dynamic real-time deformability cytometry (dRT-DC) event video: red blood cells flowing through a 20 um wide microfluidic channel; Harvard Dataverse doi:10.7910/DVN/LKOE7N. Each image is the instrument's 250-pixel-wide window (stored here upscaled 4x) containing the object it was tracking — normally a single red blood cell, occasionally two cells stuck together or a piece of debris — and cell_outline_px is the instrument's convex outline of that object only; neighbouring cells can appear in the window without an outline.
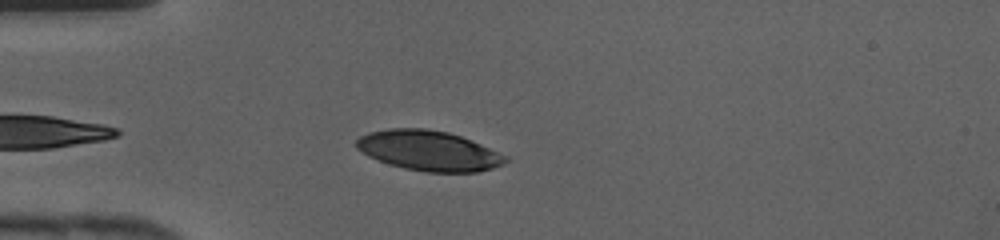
{"species": "human", "species_latin": "Homo sapiens", "temperature_condition": "cold", "stored_images_in_passage": 21, "camera_frame_rate_fps": 3000, "um_per_image_px": 0.085, "donor": {"sex": "female"}, "frame": {"image": 1, "passage_image": 6, "time_ms": 1.667, "image_size_px": [1000, 240], "cell_outline_px": [[492, 164], [484, 168], [460, 172], [444, 172], [416, 168], [400, 164], [388, 160], [368, 140], [368, 136], [380, 132], [440, 132], [456, 136], [480, 148]], "centroid_in_image_um": [36.55, 12.85], "position_along_channel_um": 48.4, "area_um2": 25.78}}
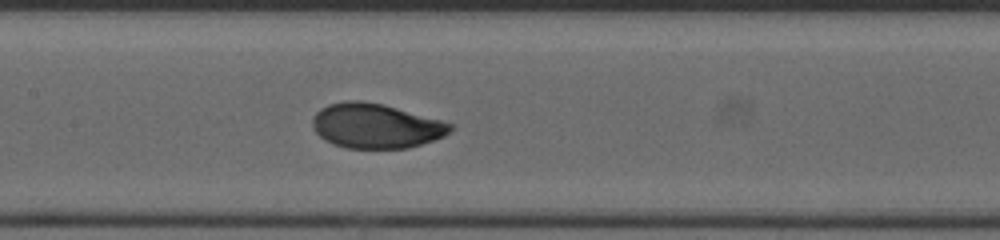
{"frame": {"image": 2, "passage_image": 15, "time_ms": 4.667, "image_size_px": [1000, 240], "cell_outline_px": [[448, 128], [444, 132], [436, 136], [412, 144], [384, 148], [372, 148], [344, 144], [328, 136], [324, 112], [328, 108], [340, 104], [372, 104], [388, 108], [440, 124]], "centroid_in_image_um": [32.08, 10.74], "position_along_channel_um": 175.3, "area_um2": 27.92}}
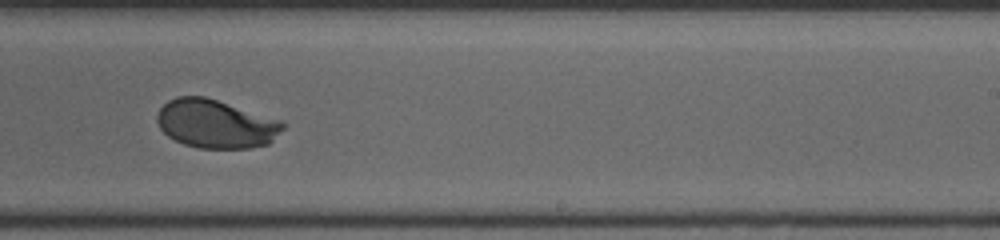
{"frame": {"image": 3, "passage_image": 21, "time_ms": 6.667, "image_size_px": [1000, 240], "cell_outline_px": [[268, 132], [264, 140], [252, 144], [236, 144], [164, 108], [168, 104], [176, 100], [212, 100], [268, 128]], "centroid_in_image_um": [18.69, 10.25], "position_along_channel_um": 270.3, "area_um2": 17.34}}